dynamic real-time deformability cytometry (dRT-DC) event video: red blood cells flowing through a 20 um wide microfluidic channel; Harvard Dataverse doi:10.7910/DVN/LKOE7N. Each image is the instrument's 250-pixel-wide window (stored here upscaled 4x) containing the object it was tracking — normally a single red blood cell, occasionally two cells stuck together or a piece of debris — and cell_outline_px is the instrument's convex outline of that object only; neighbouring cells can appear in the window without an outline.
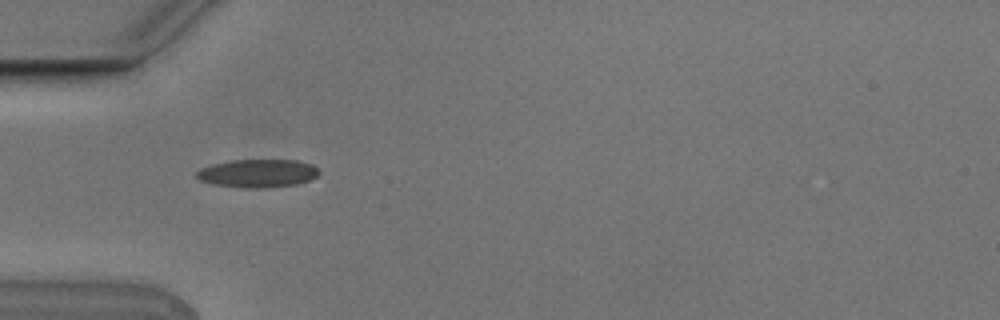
{"species": "Egyptian fruit bat (a non-hibernating species)", "species_latin": "Rousettus aegyptiacus", "temperature_condition": "cold", "stored_images_in_passage": 6, "camera_frame_rate_fps": 3000, "um_per_image_px": 0.085, "animal": {"sex": "male"}, "frame": {"image": 1, "passage_image": 5, "time_ms": 1.333, "image_size_px": [1000, 320], "cell_outline_px": [[320, 172], [316, 176], [308, 180], [296, 184], [264, 188], [248, 188], [216, 184], [200, 180], [196, 176], [196, 172], [200, 168], [212, 164], [232, 160], [296, 160], [312, 164]], "centroid_in_image_um": [21.9, 14.72], "position_along_channel_um": 63.1, "area_um2": 19.88}}